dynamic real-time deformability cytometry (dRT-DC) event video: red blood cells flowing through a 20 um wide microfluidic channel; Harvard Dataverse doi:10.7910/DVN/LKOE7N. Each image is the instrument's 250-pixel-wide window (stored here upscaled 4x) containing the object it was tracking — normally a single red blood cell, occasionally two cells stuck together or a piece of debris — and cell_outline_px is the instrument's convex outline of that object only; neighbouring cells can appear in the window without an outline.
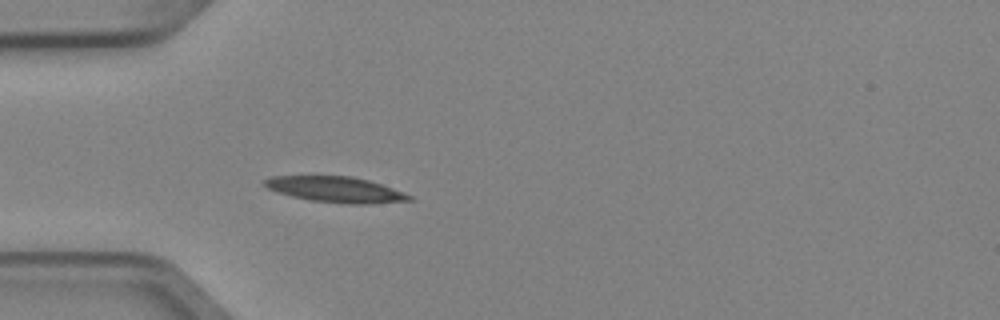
{"species": "Egyptian fruit bat (a non-hibernating species)", "species_latin": "Rousettus aegyptiacus", "temperature_condition": "cold", "stored_images_in_passage": 5, "camera_frame_rate_fps": 3000, "um_per_image_px": 0.085, "animal": {"sex": "female"}, "frame": {"image": 1, "passage_image": 5, "time_ms": 1.333, "image_size_px": [1000, 320], "cell_outline_px": [[416, 200], [368, 204], [344, 204], [308, 200], [276, 192], [260, 184], [264, 180], [272, 176], [352, 176], [368, 180], [404, 192], [412, 196]], "centroid_in_image_um": [28.52, 16.12], "position_along_channel_um": 56.5, "area_um2": 21.85}}